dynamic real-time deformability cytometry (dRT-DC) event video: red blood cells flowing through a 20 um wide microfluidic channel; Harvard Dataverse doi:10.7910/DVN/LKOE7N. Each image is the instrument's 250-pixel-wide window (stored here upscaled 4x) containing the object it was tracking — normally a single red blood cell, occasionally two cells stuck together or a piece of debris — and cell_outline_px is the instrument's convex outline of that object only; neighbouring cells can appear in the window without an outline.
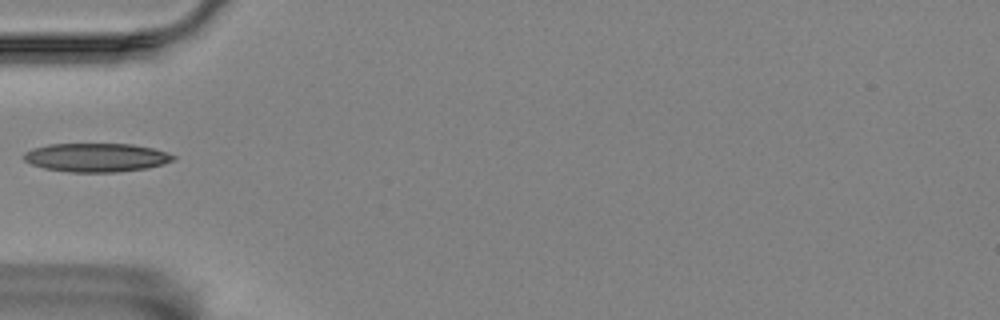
{"species": "Egyptian fruit bat (a non-hibernating species)", "species_latin": "Rousettus aegyptiacus", "temperature_condition": "room temperature", "stored_images_in_passage": 1, "camera_frame_rate_fps": 3000, "um_per_image_px": 0.085, "animal": {"sex": "female"}, "frame": {"image": 1, "passage_image": 1, "time_ms": 0.0, "image_size_px": [1000, 320], "cell_outline_px": [[176, 156], [172, 160], [164, 164], [148, 168], [116, 172], [68, 172], [44, 168], [32, 164], [24, 160], [24, 152], [32, 148], [48, 144], [132, 144], [152, 148]], "centroid_in_image_um": [8.16, 13.39], "position_along_channel_um": 76.8, "area_um2": 24.91}}